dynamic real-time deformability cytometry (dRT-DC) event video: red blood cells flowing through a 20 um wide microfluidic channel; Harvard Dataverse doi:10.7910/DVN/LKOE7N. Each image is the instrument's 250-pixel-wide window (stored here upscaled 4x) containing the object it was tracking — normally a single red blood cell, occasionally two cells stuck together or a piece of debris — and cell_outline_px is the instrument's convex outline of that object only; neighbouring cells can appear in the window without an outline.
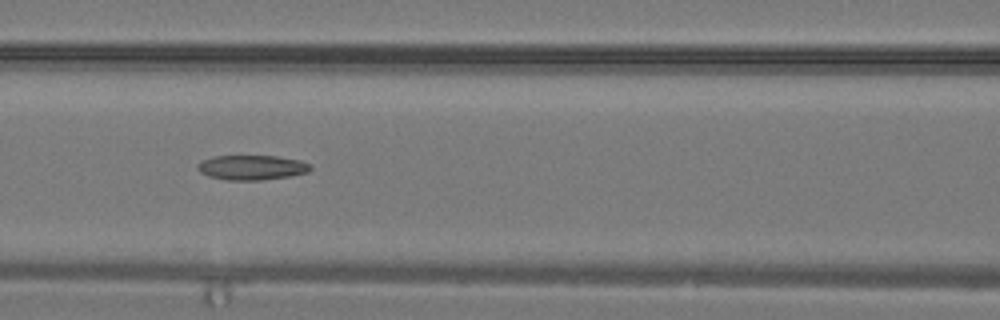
{"species": "common noctule bat (a hibernating species)", "species_latin": "Nyctalus noctula", "temperature_condition": "warm", "stored_images_in_passage": 22, "camera_frame_rate_fps": 3000, "um_per_image_px": 0.085, "animal": {"sex": "male", "body_mass_g": 19.2, "forearm_length_mm": 51.8}, "frame": {"image": 1, "passage_image": 5, "time_ms": 1.333, "image_size_px": [1000, 320], "cell_outline_px": [[312, 168], [308, 172], [292, 176], [264, 180], [228, 180], [208, 176], [200, 172], [196, 168], [200, 160], [212, 156], [276, 156], [300, 160], [312, 164]], "centroid_in_image_um": [21.41, 14.24], "position_along_channel_um": 145.2, "area_um2": 16.53}}
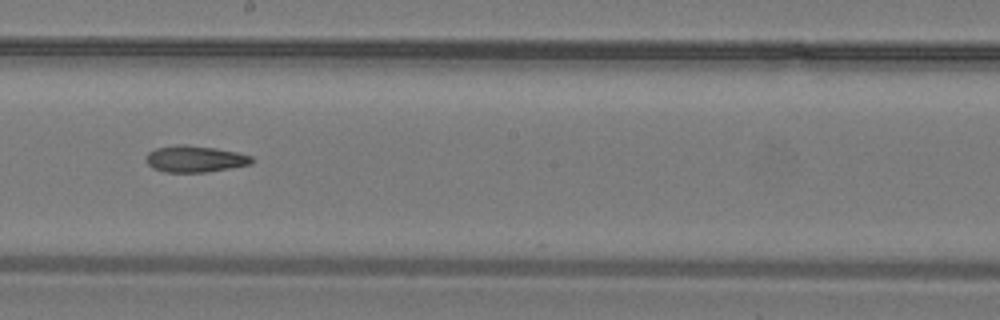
{"frame": {"image": 2, "passage_image": 9, "time_ms": 2.667, "image_size_px": [1000, 320], "cell_outline_px": [[252, 164], [204, 172], [164, 172], [152, 168], [144, 160], [148, 152], [156, 148], [176, 144], [184, 144], [216, 148], [236, 152], [252, 156]], "centroid_in_image_um": [16.52, 13.5], "position_along_channel_um": 231.7, "area_um2": 16.36}}
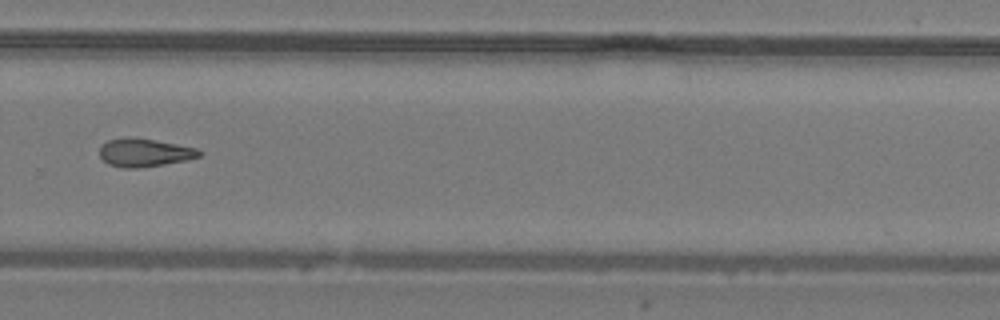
{"frame": {"image": 3, "passage_image": 13, "time_ms": 4.0, "image_size_px": [1000, 320], "cell_outline_px": [[200, 156], [188, 160], [164, 164], [136, 168], [124, 168], [108, 164], [100, 156], [100, 144], [108, 140], [156, 140], [196, 148], [200, 152]], "centroid_in_image_um": [12.29, 13.01], "position_along_channel_um": 317.5, "area_um2": 15.66}}